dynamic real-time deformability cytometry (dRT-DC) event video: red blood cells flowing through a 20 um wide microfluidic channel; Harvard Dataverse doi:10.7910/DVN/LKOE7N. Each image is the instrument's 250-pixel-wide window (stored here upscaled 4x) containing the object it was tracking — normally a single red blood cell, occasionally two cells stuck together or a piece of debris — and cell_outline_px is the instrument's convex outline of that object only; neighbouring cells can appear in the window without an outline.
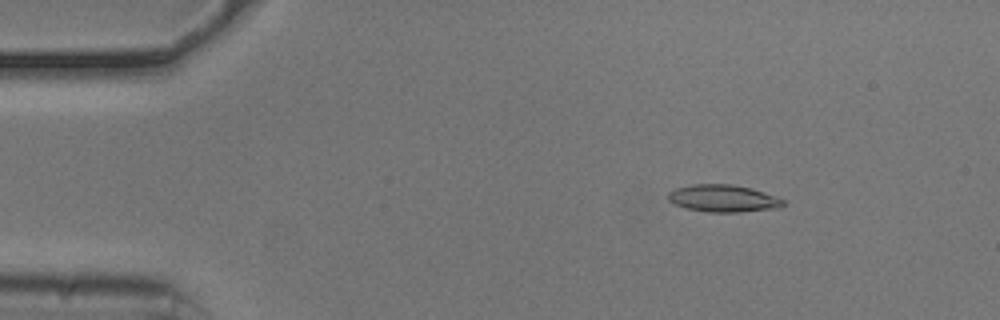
{"species": "common noctule bat (a hibernating species)", "species_latin": "Nyctalus noctula", "temperature_condition": "cold", "stored_images_in_passage": 51, "camera_frame_rate_fps": 3000, "um_per_image_px": 0.085, "animal": {"sex": "male", "body_mass_g": 20.5, "forearm_length_mm": 52.5}, "frame": {"image": 1, "passage_image": 5, "time_ms": 1.333, "image_size_px": [1000, 320], "cell_outline_px": [[784, 204], [780, 208], [740, 212], [708, 212], [688, 208], [676, 204], [668, 200], [668, 192], [676, 188], [692, 184], [732, 184], [752, 188], [776, 196], [784, 200]], "centroid_in_image_um": [61.5, 16.86], "position_along_channel_um": 23.5, "area_um2": 18.26}}
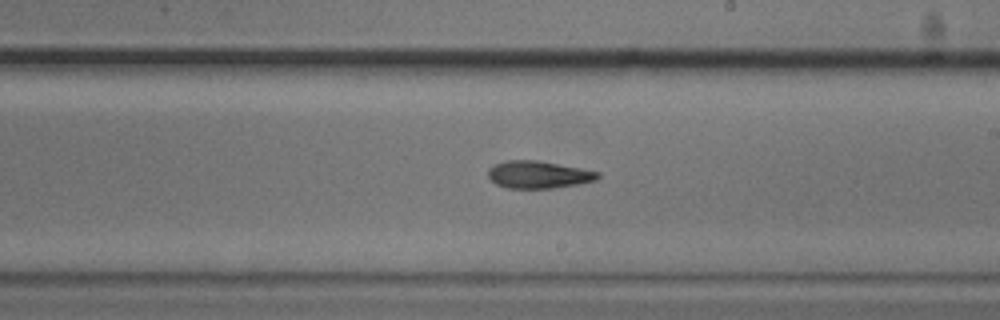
{"frame": {"image": 2, "passage_image": 28, "time_ms": 9.0, "image_size_px": [1000, 320], "cell_outline_px": [[600, 176], [596, 180], [576, 184], [552, 188], [508, 188], [496, 184], [488, 176], [488, 168], [504, 160], [536, 160], [580, 168], [600, 172]], "centroid_in_image_um": [45.75, 14.84], "position_along_channel_um": 243.3, "area_um2": 17.34}}
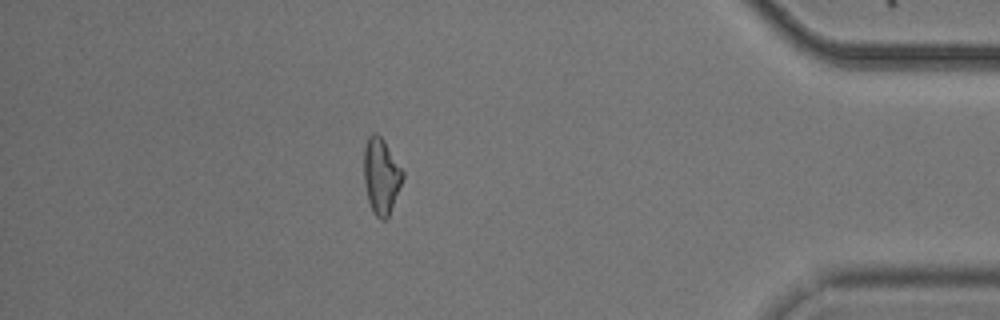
{"frame": {"image": 3, "passage_image": 44, "time_ms": 14.333, "image_size_px": [1000, 320], "cell_outline_px": [[404, 176], [388, 216], [384, 220], [380, 220], [372, 212], [368, 200], [364, 184], [364, 148], [368, 136], [372, 132], [376, 132], [384, 140], [404, 172]], "centroid_in_image_um": [32.38, 14.94], "position_along_channel_um": 402.8, "area_um2": 17.11}}